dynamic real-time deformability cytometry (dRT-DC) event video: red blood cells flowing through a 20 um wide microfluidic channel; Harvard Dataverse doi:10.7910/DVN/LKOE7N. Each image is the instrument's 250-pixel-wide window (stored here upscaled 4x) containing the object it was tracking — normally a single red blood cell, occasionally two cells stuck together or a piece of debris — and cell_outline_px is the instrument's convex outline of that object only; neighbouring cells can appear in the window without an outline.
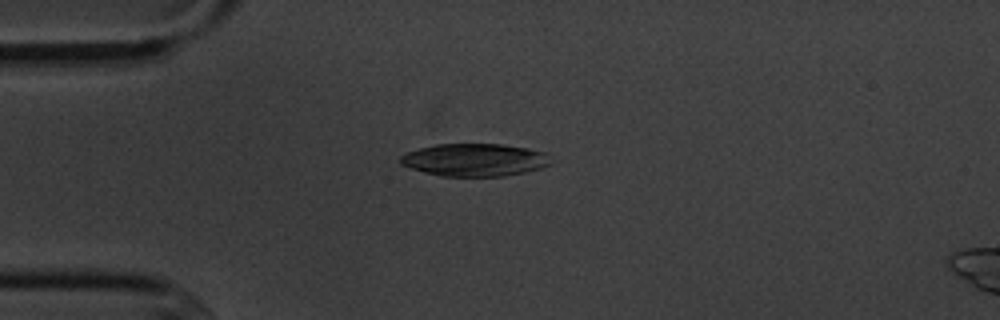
{"species": "common noctule bat (a hibernating species)", "species_latin": "Nyctalus noctula", "temperature_condition": "cold", "stored_images_in_passage": 10, "camera_frame_rate_fps": 3000, "um_per_image_px": 0.085, "animal": {"sex": "male", "body_mass_g": 20.1, "forearm_length_mm": 53.5}, "frame": {"image": 1, "passage_image": 4, "time_ms": 3.667, "image_size_px": [1000, 320], "cell_outline_px": [[552, 164], [540, 168], [524, 172], [504, 176], [440, 176], [424, 172], [400, 164], [400, 156], [408, 152], [420, 148], [436, 144], [500, 144], [528, 148], [548, 152]], "centroid_in_image_um": [40.38, 13.58], "position_along_channel_um": 44.6, "area_um2": 28.67}}
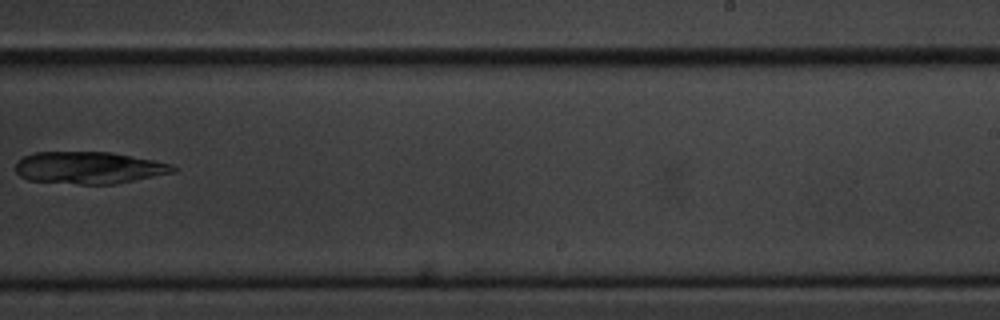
{"frame": {"image": 2, "passage_image": 10, "time_ms": 10.667, "image_size_px": [1000, 320], "cell_outline_px": [[176, 172], [116, 184], [80, 184], [28, 180], [20, 176], [16, 172], [16, 160], [24, 156], [36, 152], [112, 152], [172, 164], [176, 168]], "centroid_in_image_um": [7.56, 14.26], "position_along_channel_um": 281.4, "area_um2": 29.48}}